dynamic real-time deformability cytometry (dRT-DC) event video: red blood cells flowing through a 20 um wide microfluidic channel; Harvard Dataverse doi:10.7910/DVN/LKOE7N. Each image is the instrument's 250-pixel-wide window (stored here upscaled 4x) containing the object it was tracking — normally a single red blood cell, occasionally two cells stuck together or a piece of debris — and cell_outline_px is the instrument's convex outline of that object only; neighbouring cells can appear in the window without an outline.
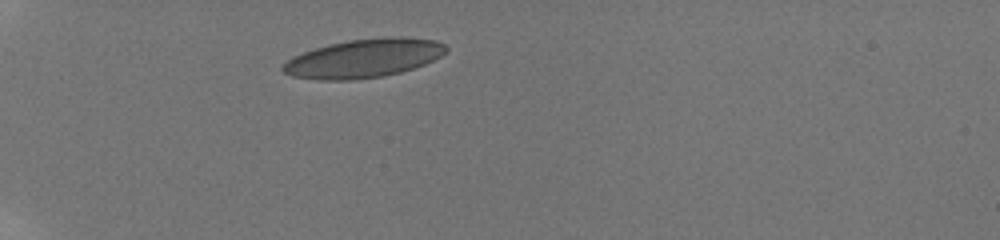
{"species": "human", "species_latin": "Homo sapiens", "temperature_condition": "room temperature", "stored_images_in_passage": 38, "camera_frame_rate_fps": 3000, "um_per_image_px": 0.085, "donor": {"sex": "male"}, "frame": {"image": 1, "passage_image": 1, "time_ms": 0.0, "image_size_px": [1000, 240], "cell_outline_px": [[448, 52], [424, 64], [400, 72], [384, 76], [352, 80], [320, 80], [292, 76], [284, 72], [280, 68], [292, 56], [316, 48], [348, 40], [384, 36], [400, 36], [436, 40], [444, 44], [448, 48]], "centroid_in_image_um": [30.94, 4.95], "position_along_channel_um": 54.1, "area_um2": 36.76}}
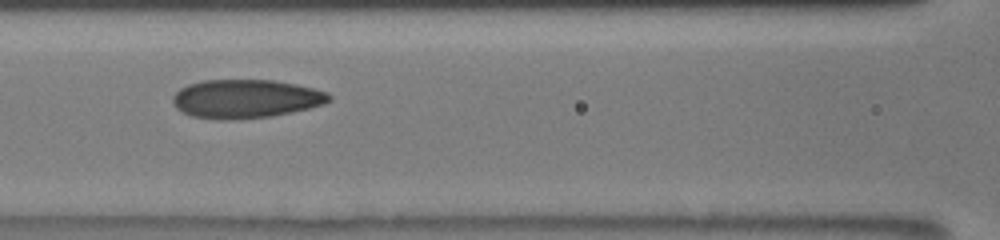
{"frame": {"image": 2, "passage_image": 11, "time_ms": 3.333, "image_size_px": [1000, 240], "cell_outline_px": [[332, 100], [324, 104], [292, 112], [272, 116], [228, 120], [220, 120], [192, 116], [176, 108], [172, 104], [172, 96], [180, 88], [188, 84], [204, 80], [276, 80], [296, 84], [328, 92], [332, 96]], "centroid_in_image_um": [20.89, 8.39], "position_along_channel_um": 145.7, "area_um2": 35.37}}
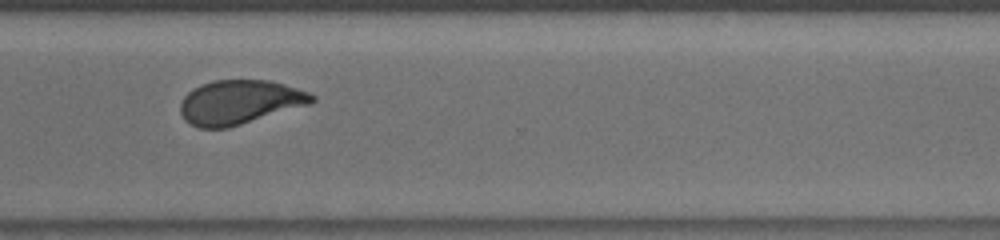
{"frame": {"image": 3, "passage_image": 27, "time_ms": 8.667, "image_size_px": [1000, 240], "cell_outline_px": [[316, 100], [312, 104], [228, 128], [200, 128], [184, 120], [180, 112], [180, 104], [184, 96], [188, 92], [200, 84], [212, 80], [268, 80], [284, 84], [308, 92], [316, 96]], "centroid_in_image_um": [20.38, 8.68], "position_along_channel_um": 350.2, "area_um2": 34.04}, "authors_computed_cell_mechanics": {"area_um2": 34.3043, "velocity_mm_per_s": 3.8408, "shape_relaxation_time_tau1_ms": 8.0032, "shape_relaxation_time_tau2_ms": 1.1741, "deformation_change_tau1": 0.1936, "deformation_change_tau2": 0.0808}}